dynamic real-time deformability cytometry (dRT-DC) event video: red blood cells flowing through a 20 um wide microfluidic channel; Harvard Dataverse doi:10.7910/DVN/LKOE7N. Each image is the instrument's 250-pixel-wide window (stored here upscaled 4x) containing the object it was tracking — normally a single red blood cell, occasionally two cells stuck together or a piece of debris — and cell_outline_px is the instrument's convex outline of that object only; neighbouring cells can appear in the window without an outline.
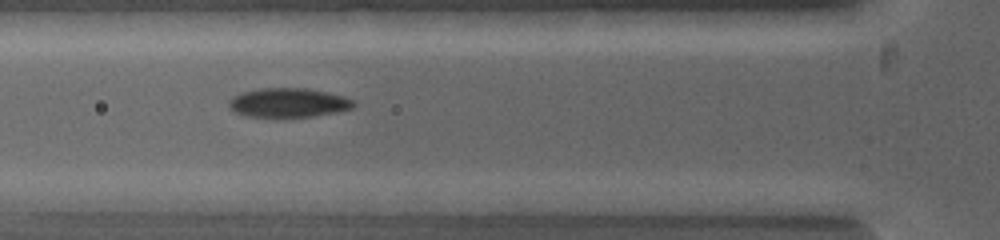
{"species": "common noctule bat (a hibernating species)", "species_latin": "Nyctalus noctula", "temperature_condition": "warm", "stored_images_in_passage": 5, "camera_frame_rate_fps": 5000, "um_per_image_px": 0.085, "animal": {"sex": "female", "body_mass_g": 19.0, "forearm_length_mm": 53.3}, "frame": {"image": 1, "passage_image": 3, "time_ms": 1.2, "image_size_px": [1000, 240], "cell_outline_px": [[356, 104], [352, 108], [336, 112], [288, 120], [276, 120], [248, 116], [236, 112], [228, 104], [236, 96], [244, 92], [264, 88], [304, 88], [324, 92], [340, 96], [352, 100]], "centroid_in_image_um": [24.51, 8.79], "position_along_channel_um": 101.3, "area_um2": 21.44}}